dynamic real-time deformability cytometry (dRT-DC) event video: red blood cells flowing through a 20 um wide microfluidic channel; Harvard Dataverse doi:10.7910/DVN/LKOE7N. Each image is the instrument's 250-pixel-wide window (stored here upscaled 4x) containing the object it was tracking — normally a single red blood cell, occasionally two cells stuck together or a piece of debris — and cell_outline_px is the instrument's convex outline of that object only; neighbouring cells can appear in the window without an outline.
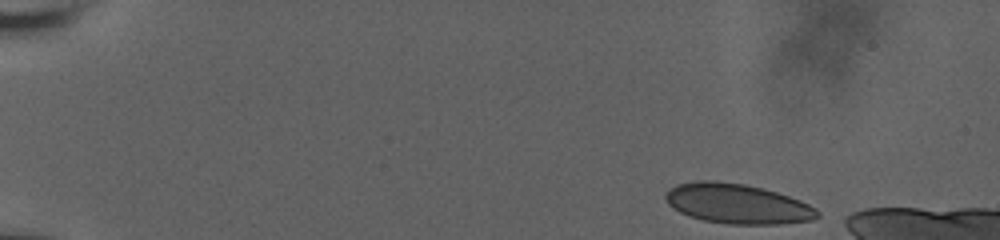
{"species": "human", "species_latin": "Homo sapiens", "temperature_condition": "room temperature", "stored_images_in_passage": 49, "camera_frame_rate_fps": 3000, "um_per_image_px": 0.085, "donor": {"sex": "male"}, "frame": {"image": 1, "passage_image": 1, "time_ms": 0.0, "image_size_px": [1000, 240], "cell_outline_px": [[820, 216], [812, 220], [780, 224], [728, 224], [704, 220], [688, 216], [672, 208], [668, 204], [664, 196], [676, 184], [696, 180], [716, 180], [744, 184], [776, 192], [800, 200], [816, 208], [820, 212]], "centroid_in_image_um": [62.67, 17.32], "position_along_channel_um": 22.3, "area_um2": 35.32}}
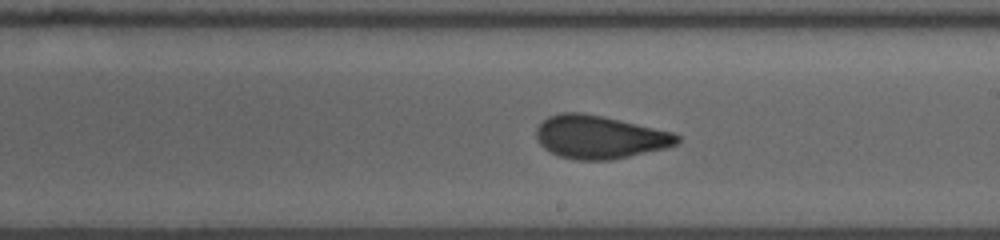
{"frame": {"image": 2, "passage_image": 29, "time_ms": 9.333, "image_size_px": [1000, 240], "cell_outline_px": [[680, 140], [676, 144], [668, 148], [608, 160], [576, 160], [560, 156], [544, 148], [540, 144], [536, 136], [536, 128], [548, 116], [560, 112], [584, 112], [604, 116], [672, 132], [680, 136]], "centroid_in_image_um": [50.96, 11.64], "position_along_channel_um": 238.0, "area_um2": 35.37}}
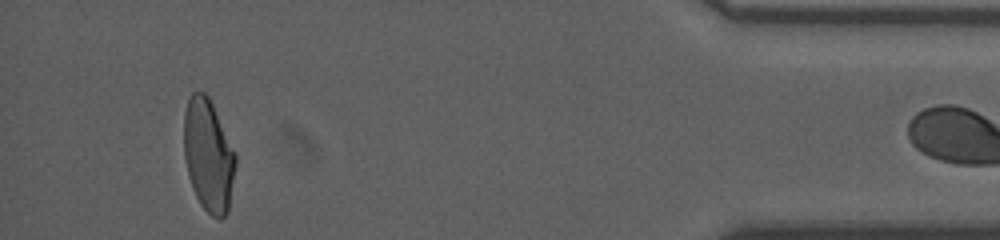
{"frame": {"image": 3, "passage_image": 48, "time_ms": 15.667, "image_size_px": [1000, 240], "cell_outline_px": [[236, 164], [228, 212], [220, 220], [212, 216], [200, 204], [192, 188], [188, 176], [184, 156], [184, 112], [188, 100], [192, 92], [204, 92], [208, 96], [236, 152]], "centroid_in_image_um": [17.71, 13.22], "position_along_channel_um": 417.5, "area_um2": 33.93}}